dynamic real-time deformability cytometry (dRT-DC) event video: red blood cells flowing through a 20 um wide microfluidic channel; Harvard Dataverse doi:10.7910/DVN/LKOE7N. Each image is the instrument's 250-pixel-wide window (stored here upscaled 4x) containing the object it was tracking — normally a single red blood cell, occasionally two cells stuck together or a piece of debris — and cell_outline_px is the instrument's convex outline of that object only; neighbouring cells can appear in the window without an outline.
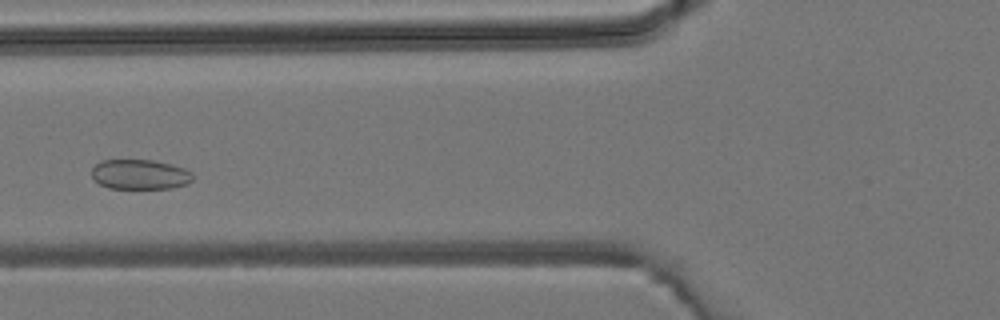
{"species": "common noctule bat (a hibernating species)", "species_latin": "Nyctalus noctula", "temperature_condition": "room temperature", "stored_images_in_passage": 4, "camera_frame_rate_fps": 3000, "um_per_image_px": 0.085, "animal": {"sex": "male", "body_mass_g": 19.2, "forearm_length_mm": 51.8}, "frame": {"image": 1, "passage_image": 4, "time_ms": 3.333, "image_size_px": [1000, 320], "cell_outline_px": [[192, 180], [188, 184], [172, 188], [108, 188], [100, 184], [92, 176], [92, 168], [100, 160], [152, 160], [172, 164], [184, 168], [192, 172]], "centroid_in_image_um": [11.91, 14.82], "position_along_channel_um": 113.9, "area_um2": 17.63}}